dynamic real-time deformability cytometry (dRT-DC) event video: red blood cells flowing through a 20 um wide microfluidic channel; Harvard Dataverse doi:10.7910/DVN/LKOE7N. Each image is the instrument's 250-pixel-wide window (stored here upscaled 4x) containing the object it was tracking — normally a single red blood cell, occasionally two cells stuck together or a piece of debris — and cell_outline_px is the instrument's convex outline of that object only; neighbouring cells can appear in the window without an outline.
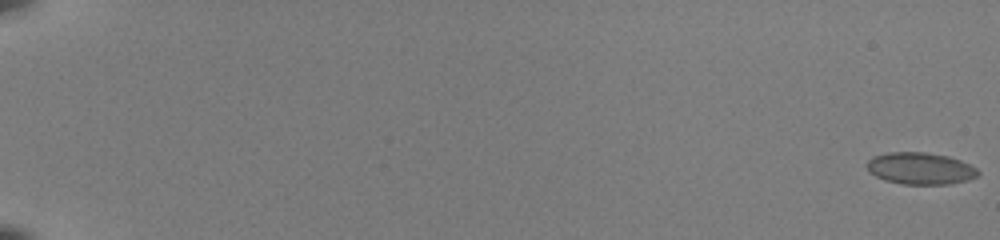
{"species": "common noctule bat (a hibernating species)", "species_latin": "Nyctalus noctula", "temperature_condition": "room temperature", "stored_images_in_passage": 55, "camera_frame_rate_fps": 3000, "um_per_image_px": 0.085, "animal": {"sex": "female", "body_mass_g": 22.0, "forearm_length_mm": 56.7}, "frame": {"image": 1, "passage_image": 1, "time_ms": 0.0, "image_size_px": [1000, 240], "cell_outline_px": [[980, 172], [976, 176], [968, 180], [948, 184], [904, 184], [884, 180], [868, 172], [868, 160], [872, 156], [888, 152], [924, 152], [948, 156], [960, 160], [976, 168]], "centroid_in_image_um": [78.21, 14.31], "position_along_channel_um": 6.8, "area_um2": 20.58}}
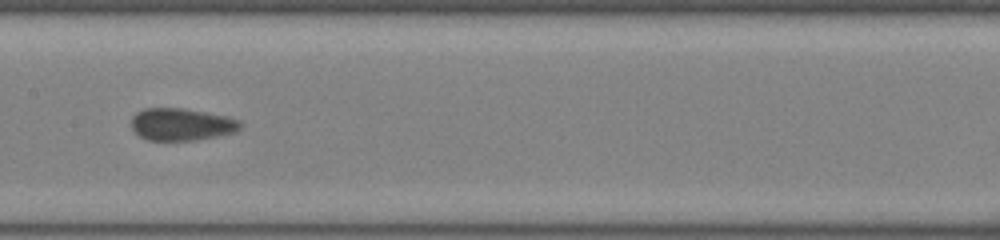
{"frame": {"image": 2, "passage_image": 32, "time_ms": 10.333, "image_size_px": [1000, 240], "cell_outline_px": [[240, 128], [236, 132], [196, 140], [148, 140], [140, 136], [132, 128], [132, 116], [136, 112], [144, 108], [184, 108], [224, 116], [240, 120]], "centroid_in_image_um": [15.41, 10.57], "position_along_channel_um": 192.0, "area_um2": 20.35}}
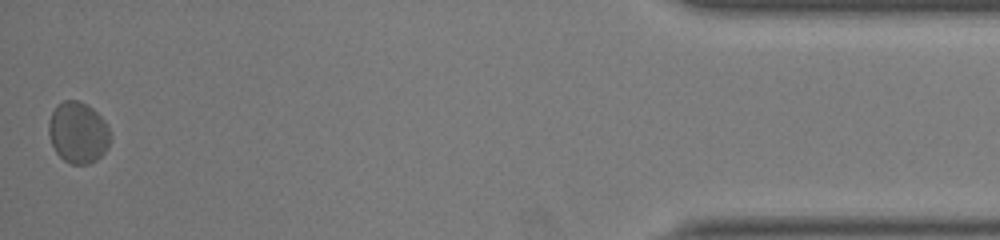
{"frame": {"image": 3, "passage_image": 55, "time_ms": 18.0, "image_size_px": [1000, 240], "cell_outline_px": [[108, 148], [96, 160], [88, 164], [72, 164], [64, 160], [56, 152], [52, 144], [48, 132], [48, 124], [52, 112], [56, 104], [64, 100], [76, 100], [92, 108], [104, 120], [108, 128]], "centroid_in_image_um": [6.6, 11.26], "position_along_channel_um": 428.6, "area_um2": 21.73}, "authors_computed_cell_mechanics": {"area_um2": 20.1144, "velocity_mm_per_s": 3.9407, "shape_relaxation_time_tau1_ms": 10.975, "shape_relaxation_time_tau2_ms": 1.2342, "deformation_change_tau1": 0.1215, "deformation_change_tau2": 0.0615}}